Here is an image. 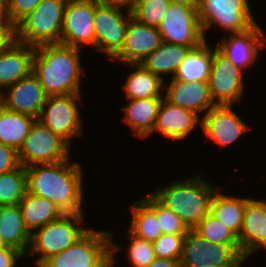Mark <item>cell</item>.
<instances>
[{"label": "cell", "mask_w": 266, "mask_h": 267, "mask_svg": "<svg viewBox=\"0 0 266 267\" xmlns=\"http://www.w3.org/2000/svg\"><path fill=\"white\" fill-rule=\"evenodd\" d=\"M71 159L26 167L27 192L50 200L63 213H82L84 168Z\"/></svg>", "instance_id": "1"}, {"label": "cell", "mask_w": 266, "mask_h": 267, "mask_svg": "<svg viewBox=\"0 0 266 267\" xmlns=\"http://www.w3.org/2000/svg\"><path fill=\"white\" fill-rule=\"evenodd\" d=\"M82 49L61 43L35 47L32 72L47 96L82 94Z\"/></svg>", "instance_id": "2"}, {"label": "cell", "mask_w": 266, "mask_h": 267, "mask_svg": "<svg viewBox=\"0 0 266 267\" xmlns=\"http://www.w3.org/2000/svg\"><path fill=\"white\" fill-rule=\"evenodd\" d=\"M182 179H171L150 194L194 229L210 213L212 198L222 185L216 187L213 178L203 173Z\"/></svg>", "instance_id": "3"}, {"label": "cell", "mask_w": 266, "mask_h": 267, "mask_svg": "<svg viewBox=\"0 0 266 267\" xmlns=\"http://www.w3.org/2000/svg\"><path fill=\"white\" fill-rule=\"evenodd\" d=\"M90 229L64 251L46 259L39 267H114L115 255L124 251L113 231ZM119 244V245H118Z\"/></svg>", "instance_id": "4"}, {"label": "cell", "mask_w": 266, "mask_h": 267, "mask_svg": "<svg viewBox=\"0 0 266 267\" xmlns=\"http://www.w3.org/2000/svg\"><path fill=\"white\" fill-rule=\"evenodd\" d=\"M85 214V210L82 213H64L60 218L33 231L25 258H37L33 260L35 266L39 267L49 257L71 246L90 229L83 224L86 223Z\"/></svg>", "instance_id": "5"}, {"label": "cell", "mask_w": 266, "mask_h": 267, "mask_svg": "<svg viewBox=\"0 0 266 267\" xmlns=\"http://www.w3.org/2000/svg\"><path fill=\"white\" fill-rule=\"evenodd\" d=\"M67 0H42L16 25V41L37 47L60 43Z\"/></svg>", "instance_id": "6"}, {"label": "cell", "mask_w": 266, "mask_h": 267, "mask_svg": "<svg viewBox=\"0 0 266 267\" xmlns=\"http://www.w3.org/2000/svg\"><path fill=\"white\" fill-rule=\"evenodd\" d=\"M250 5L249 0H200L198 17L205 40H208L207 31L214 27L225 35L239 34L260 23Z\"/></svg>", "instance_id": "7"}, {"label": "cell", "mask_w": 266, "mask_h": 267, "mask_svg": "<svg viewBox=\"0 0 266 267\" xmlns=\"http://www.w3.org/2000/svg\"><path fill=\"white\" fill-rule=\"evenodd\" d=\"M240 245L209 243L193 229L186 234L181 267H244Z\"/></svg>", "instance_id": "8"}, {"label": "cell", "mask_w": 266, "mask_h": 267, "mask_svg": "<svg viewBox=\"0 0 266 267\" xmlns=\"http://www.w3.org/2000/svg\"><path fill=\"white\" fill-rule=\"evenodd\" d=\"M82 96L83 94L48 96L37 120L74 146V138L80 139L84 135V121L80 113L82 109L78 107V101L84 99Z\"/></svg>", "instance_id": "9"}, {"label": "cell", "mask_w": 266, "mask_h": 267, "mask_svg": "<svg viewBox=\"0 0 266 267\" xmlns=\"http://www.w3.org/2000/svg\"><path fill=\"white\" fill-rule=\"evenodd\" d=\"M71 147L36 119L18 151V161L24 167L66 161L72 156Z\"/></svg>", "instance_id": "10"}, {"label": "cell", "mask_w": 266, "mask_h": 267, "mask_svg": "<svg viewBox=\"0 0 266 267\" xmlns=\"http://www.w3.org/2000/svg\"><path fill=\"white\" fill-rule=\"evenodd\" d=\"M126 14V15H125ZM132 13L104 5L95 0V50L111 61L123 48L126 29Z\"/></svg>", "instance_id": "11"}, {"label": "cell", "mask_w": 266, "mask_h": 267, "mask_svg": "<svg viewBox=\"0 0 266 267\" xmlns=\"http://www.w3.org/2000/svg\"><path fill=\"white\" fill-rule=\"evenodd\" d=\"M244 73L235 67L214 45L213 63L208 79L211 97L216 105H236L243 101Z\"/></svg>", "instance_id": "12"}, {"label": "cell", "mask_w": 266, "mask_h": 267, "mask_svg": "<svg viewBox=\"0 0 266 267\" xmlns=\"http://www.w3.org/2000/svg\"><path fill=\"white\" fill-rule=\"evenodd\" d=\"M95 0H67L60 43L82 49L95 48Z\"/></svg>", "instance_id": "13"}, {"label": "cell", "mask_w": 266, "mask_h": 267, "mask_svg": "<svg viewBox=\"0 0 266 267\" xmlns=\"http://www.w3.org/2000/svg\"><path fill=\"white\" fill-rule=\"evenodd\" d=\"M158 30L166 43L198 47L205 41L198 11L177 4L170 5Z\"/></svg>", "instance_id": "14"}, {"label": "cell", "mask_w": 266, "mask_h": 267, "mask_svg": "<svg viewBox=\"0 0 266 267\" xmlns=\"http://www.w3.org/2000/svg\"><path fill=\"white\" fill-rule=\"evenodd\" d=\"M235 105H216L201 117V131L204 138L210 139L223 149L230 144L238 142L242 135L249 132V123L244 122L238 113L233 110Z\"/></svg>", "instance_id": "15"}, {"label": "cell", "mask_w": 266, "mask_h": 267, "mask_svg": "<svg viewBox=\"0 0 266 267\" xmlns=\"http://www.w3.org/2000/svg\"><path fill=\"white\" fill-rule=\"evenodd\" d=\"M215 45L232 65L246 73L254 63H258L263 48L266 49V33L257 23L246 32L223 35Z\"/></svg>", "instance_id": "16"}, {"label": "cell", "mask_w": 266, "mask_h": 267, "mask_svg": "<svg viewBox=\"0 0 266 267\" xmlns=\"http://www.w3.org/2000/svg\"><path fill=\"white\" fill-rule=\"evenodd\" d=\"M47 97L38 77L31 72L0 93V105L7 110L38 119Z\"/></svg>", "instance_id": "17"}, {"label": "cell", "mask_w": 266, "mask_h": 267, "mask_svg": "<svg viewBox=\"0 0 266 267\" xmlns=\"http://www.w3.org/2000/svg\"><path fill=\"white\" fill-rule=\"evenodd\" d=\"M161 34L156 27H151L130 18L126 29L123 48L112 59L123 64H139L146 56L162 44Z\"/></svg>", "instance_id": "18"}, {"label": "cell", "mask_w": 266, "mask_h": 267, "mask_svg": "<svg viewBox=\"0 0 266 267\" xmlns=\"http://www.w3.org/2000/svg\"><path fill=\"white\" fill-rule=\"evenodd\" d=\"M238 241L246 260L262 249L266 251V199L251 197L246 202Z\"/></svg>", "instance_id": "19"}, {"label": "cell", "mask_w": 266, "mask_h": 267, "mask_svg": "<svg viewBox=\"0 0 266 267\" xmlns=\"http://www.w3.org/2000/svg\"><path fill=\"white\" fill-rule=\"evenodd\" d=\"M201 126V117L195 112L178 107L167 102L165 99L160 104L157 120L153 129L173 142L184 141L192 134L191 132Z\"/></svg>", "instance_id": "20"}, {"label": "cell", "mask_w": 266, "mask_h": 267, "mask_svg": "<svg viewBox=\"0 0 266 267\" xmlns=\"http://www.w3.org/2000/svg\"><path fill=\"white\" fill-rule=\"evenodd\" d=\"M168 82L164 81L163 91L164 99L167 102L191 110L200 117H203L211 108L216 106L211 97L208 82Z\"/></svg>", "instance_id": "21"}, {"label": "cell", "mask_w": 266, "mask_h": 267, "mask_svg": "<svg viewBox=\"0 0 266 267\" xmlns=\"http://www.w3.org/2000/svg\"><path fill=\"white\" fill-rule=\"evenodd\" d=\"M164 97L130 99L123 105L122 121L130 127L133 136L148 139L156 124L158 110ZM148 137V138H147Z\"/></svg>", "instance_id": "22"}, {"label": "cell", "mask_w": 266, "mask_h": 267, "mask_svg": "<svg viewBox=\"0 0 266 267\" xmlns=\"http://www.w3.org/2000/svg\"><path fill=\"white\" fill-rule=\"evenodd\" d=\"M35 47L16 41L0 54V93L33 69Z\"/></svg>", "instance_id": "23"}, {"label": "cell", "mask_w": 266, "mask_h": 267, "mask_svg": "<svg viewBox=\"0 0 266 267\" xmlns=\"http://www.w3.org/2000/svg\"><path fill=\"white\" fill-rule=\"evenodd\" d=\"M191 49L190 46L162 42L157 49L141 60L139 64L164 81L167 78H164L163 75L172 79Z\"/></svg>", "instance_id": "24"}, {"label": "cell", "mask_w": 266, "mask_h": 267, "mask_svg": "<svg viewBox=\"0 0 266 267\" xmlns=\"http://www.w3.org/2000/svg\"><path fill=\"white\" fill-rule=\"evenodd\" d=\"M205 40L191 49L170 81L208 82L212 69L214 46Z\"/></svg>", "instance_id": "25"}, {"label": "cell", "mask_w": 266, "mask_h": 267, "mask_svg": "<svg viewBox=\"0 0 266 267\" xmlns=\"http://www.w3.org/2000/svg\"><path fill=\"white\" fill-rule=\"evenodd\" d=\"M131 72L127 74L122 84L125 99H148L151 97H164V80L144 69L140 64H125Z\"/></svg>", "instance_id": "26"}, {"label": "cell", "mask_w": 266, "mask_h": 267, "mask_svg": "<svg viewBox=\"0 0 266 267\" xmlns=\"http://www.w3.org/2000/svg\"><path fill=\"white\" fill-rule=\"evenodd\" d=\"M0 236L7 246L27 253L31 233L24 224L18 204L0 206Z\"/></svg>", "instance_id": "27"}, {"label": "cell", "mask_w": 266, "mask_h": 267, "mask_svg": "<svg viewBox=\"0 0 266 267\" xmlns=\"http://www.w3.org/2000/svg\"><path fill=\"white\" fill-rule=\"evenodd\" d=\"M251 197L227 195L219 188L211 201L210 214L239 236L244 217L246 202Z\"/></svg>", "instance_id": "28"}, {"label": "cell", "mask_w": 266, "mask_h": 267, "mask_svg": "<svg viewBox=\"0 0 266 267\" xmlns=\"http://www.w3.org/2000/svg\"><path fill=\"white\" fill-rule=\"evenodd\" d=\"M18 206L23 216L24 224L30 233L64 214L50 200L28 192L18 203Z\"/></svg>", "instance_id": "29"}, {"label": "cell", "mask_w": 266, "mask_h": 267, "mask_svg": "<svg viewBox=\"0 0 266 267\" xmlns=\"http://www.w3.org/2000/svg\"><path fill=\"white\" fill-rule=\"evenodd\" d=\"M35 120L32 116L7 110L0 105V143L18 152Z\"/></svg>", "instance_id": "30"}, {"label": "cell", "mask_w": 266, "mask_h": 267, "mask_svg": "<svg viewBox=\"0 0 266 267\" xmlns=\"http://www.w3.org/2000/svg\"><path fill=\"white\" fill-rule=\"evenodd\" d=\"M131 220L128 230L138 238L153 242L162 234L156 213L142 200L130 203Z\"/></svg>", "instance_id": "31"}, {"label": "cell", "mask_w": 266, "mask_h": 267, "mask_svg": "<svg viewBox=\"0 0 266 267\" xmlns=\"http://www.w3.org/2000/svg\"><path fill=\"white\" fill-rule=\"evenodd\" d=\"M26 192V167L19 165L0 175V206L18 204Z\"/></svg>", "instance_id": "32"}, {"label": "cell", "mask_w": 266, "mask_h": 267, "mask_svg": "<svg viewBox=\"0 0 266 267\" xmlns=\"http://www.w3.org/2000/svg\"><path fill=\"white\" fill-rule=\"evenodd\" d=\"M193 230L209 243L240 245L238 236L210 213Z\"/></svg>", "instance_id": "33"}, {"label": "cell", "mask_w": 266, "mask_h": 267, "mask_svg": "<svg viewBox=\"0 0 266 267\" xmlns=\"http://www.w3.org/2000/svg\"><path fill=\"white\" fill-rule=\"evenodd\" d=\"M170 5V0H137L132 17L140 23L158 28Z\"/></svg>", "instance_id": "34"}, {"label": "cell", "mask_w": 266, "mask_h": 267, "mask_svg": "<svg viewBox=\"0 0 266 267\" xmlns=\"http://www.w3.org/2000/svg\"><path fill=\"white\" fill-rule=\"evenodd\" d=\"M155 213L163 234H187L188 226L171 210L160 204L151 194L141 198Z\"/></svg>", "instance_id": "35"}, {"label": "cell", "mask_w": 266, "mask_h": 267, "mask_svg": "<svg viewBox=\"0 0 266 267\" xmlns=\"http://www.w3.org/2000/svg\"><path fill=\"white\" fill-rule=\"evenodd\" d=\"M125 231L126 239L129 241V246L124 251L127 252V264L131 267H147L155 259L152 243L136 237L127 229Z\"/></svg>", "instance_id": "36"}, {"label": "cell", "mask_w": 266, "mask_h": 267, "mask_svg": "<svg viewBox=\"0 0 266 267\" xmlns=\"http://www.w3.org/2000/svg\"><path fill=\"white\" fill-rule=\"evenodd\" d=\"M186 234H162L151 242L155 258L180 260Z\"/></svg>", "instance_id": "37"}, {"label": "cell", "mask_w": 266, "mask_h": 267, "mask_svg": "<svg viewBox=\"0 0 266 267\" xmlns=\"http://www.w3.org/2000/svg\"><path fill=\"white\" fill-rule=\"evenodd\" d=\"M42 0H9L4 18L15 26L30 14Z\"/></svg>", "instance_id": "38"}, {"label": "cell", "mask_w": 266, "mask_h": 267, "mask_svg": "<svg viewBox=\"0 0 266 267\" xmlns=\"http://www.w3.org/2000/svg\"><path fill=\"white\" fill-rule=\"evenodd\" d=\"M18 152L3 143H0V175L19 166Z\"/></svg>", "instance_id": "39"}, {"label": "cell", "mask_w": 266, "mask_h": 267, "mask_svg": "<svg viewBox=\"0 0 266 267\" xmlns=\"http://www.w3.org/2000/svg\"><path fill=\"white\" fill-rule=\"evenodd\" d=\"M16 42V26L6 18L0 17V54Z\"/></svg>", "instance_id": "40"}, {"label": "cell", "mask_w": 266, "mask_h": 267, "mask_svg": "<svg viewBox=\"0 0 266 267\" xmlns=\"http://www.w3.org/2000/svg\"><path fill=\"white\" fill-rule=\"evenodd\" d=\"M23 257L25 258V254L16 248H0V267H18V261Z\"/></svg>", "instance_id": "41"}, {"label": "cell", "mask_w": 266, "mask_h": 267, "mask_svg": "<svg viewBox=\"0 0 266 267\" xmlns=\"http://www.w3.org/2000/svg\"><path fill=\"white\" fill-rule=\"evenodd\" d=\"M99 2L114 8L122 10L125 9L124 11L132 13L135 8L137 0H99Z\"/></svg>", "instance_id": "42"}, {"label": "cell", "mask_w": 266, "mask_h": 267, "mask_svg": "<svg viewBox=\"0 0 266 267\" xmlns=\"http://www.w3.org/2000/svg\"><path fill=\"white\" fill-rule=\"evenodd\" d=\"M147 267H181L180 260L155 258Z\"/></svg>", "instance_id": "43"}, {"label": "cell", "mask_w": 266, "mask_h": 267, "mask_svg": "<svg viewBox=\"0 0 266 267\" xmlns=\"http://www.w3.org/2000/svg\"><path fill=\"white\" fill-rule=\"evenodd\" d=\"M172 4H177L180 6H185L188 8L199 10L200 0H170Z\"/></svg>", "instance_id": "44"}, {"label": "cell", "mask_w": 266, "mask_h": 267, "mask_svg": "<svg viewBox=\"0 0 266 267\" xmlns=\"http://www.w3.org/2000/svg\"><path fill=\"white\" fill-rule=\"evenodd\" d=\"M9 6V0H0V17H5Z\"/></svg>", "instance_id": "45"}, {"label": "cell", "mask_w": 266, "mask_h": 267, "mask_svg": "<svg viewBox=\"0 0 266 267\" xmlns=\"http://www.w3.org/2000/svg\"><path fill=\"white\" fill-rule=\"evenodd\" d=\"M5 247H8V246L4 243L2 237L0 236V248H5Z\"/></svg>", "instance_id": "46"}]
</instances>
